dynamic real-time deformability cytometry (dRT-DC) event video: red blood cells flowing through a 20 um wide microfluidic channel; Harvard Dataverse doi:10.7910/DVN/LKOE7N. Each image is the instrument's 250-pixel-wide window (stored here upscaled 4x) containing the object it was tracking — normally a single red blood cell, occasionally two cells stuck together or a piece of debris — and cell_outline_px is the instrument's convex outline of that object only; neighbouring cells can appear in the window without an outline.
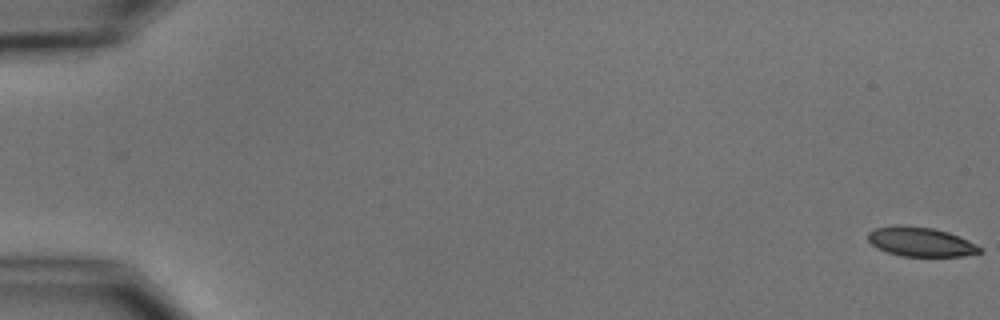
{"species": "common noctule bat (a hibernating species)", "species_latin": "Nyctalus noctula", "temperature_condition": "cold", "stored_images_in_passage": 3, "camera_frame_rate_fps": 3000, "um_per_image_px": 0.085, "animal": {"sex": "male", "body_mass_g": 15.6}, "frame": {"image": 1, "passage_image": 1, "time_ms": 0.0, "image_size_px": [1000, 320], "cell_outline_px": [[980, 252], [964, 256], [900, 256], [876, 248], [868, 240], [868, 232], [876, 228], [896, 224], [900, 224], [932, 228], [948, 232], [968, 240], [976, 244], [980, 248]], "centroid_in_image_um": [78.21, 20.54], "position_along_channel_um": 6.8, "area_um2": 19.07}}